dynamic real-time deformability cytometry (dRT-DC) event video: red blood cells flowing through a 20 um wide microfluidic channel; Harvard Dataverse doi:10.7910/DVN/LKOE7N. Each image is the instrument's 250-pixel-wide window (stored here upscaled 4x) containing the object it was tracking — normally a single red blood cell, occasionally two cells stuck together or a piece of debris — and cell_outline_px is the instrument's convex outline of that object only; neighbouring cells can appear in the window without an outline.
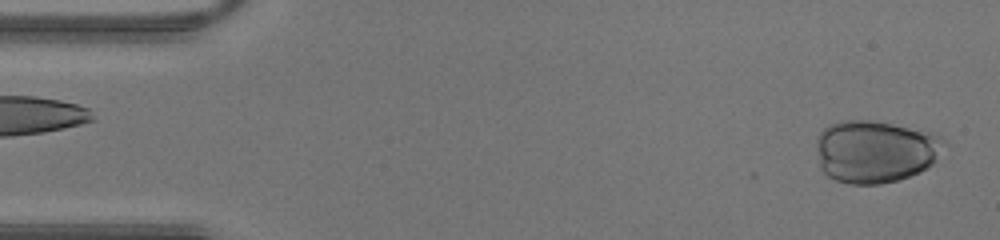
{"species": "human", "species_latin": "Homo sapiens", "temperature_condition": "warm", "stored_images_in_passage": 33, "camera_frame_rate_fps": 3000, "um_per_image_px": 0.085, "donor": {"sex": "male"}, "frame": {"image": 1, "passage_image": 1, "time_ms": 0.0, "image_size_px": [1000, 240], "cell_outline_px": [[948, 144], [932, 164], [920, 172], [896, 180], [880, 184], [848, 184], [836, 180], [828, 176], [820, 168], [816, 144], [816, 136], [828, 124], [844, 120], [868, 120], [892, 124], [932, 132], [940, 136]], "centroid_in_image_um": [74.39, 12.86], "position_along_channel_um": 10.6, "area_um2": 46.82}}
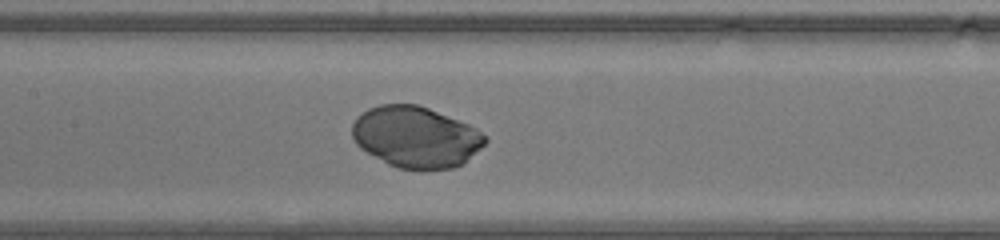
{"frame": {"image": 2, "passage_image": 19, "time_ms": 6.0, "image_size_px": [1000, 240], "cell_outline_px": [[488, 140], [464, 164], [452, 168], [400, 168], [388, 164], [360, 148], [356, 144], [352, 136], [352, 124], [356, 116], [368, 108], [380, 104], [416, 104], [428, 108], [468, 124], [476, 128]], "centroid_in_image_um": [35.31, 11.63], "position_along_channel_um": 172.1, "area_um2": 47.05}}
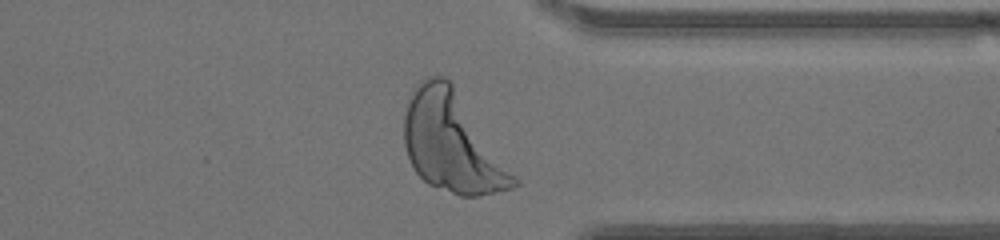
{"frame": {"image": 3, "passage_image": 32, "time_ms": 10.333, "image_size_px": [1000, 240], "cell_outline_px": [[520, 184], [512, 188], [480, 196], [460, 196], [428, 184], [416, 172], [408, 156], [404, 144], [404, 116], [408, 104], [420, 80], [428, 76], [444, 76], [452, 84], [520, 180]], "centroid_in_image_um": [38.46, 12.17], "position_along_channel_um": 372.9, "area_um2": 62.71}}